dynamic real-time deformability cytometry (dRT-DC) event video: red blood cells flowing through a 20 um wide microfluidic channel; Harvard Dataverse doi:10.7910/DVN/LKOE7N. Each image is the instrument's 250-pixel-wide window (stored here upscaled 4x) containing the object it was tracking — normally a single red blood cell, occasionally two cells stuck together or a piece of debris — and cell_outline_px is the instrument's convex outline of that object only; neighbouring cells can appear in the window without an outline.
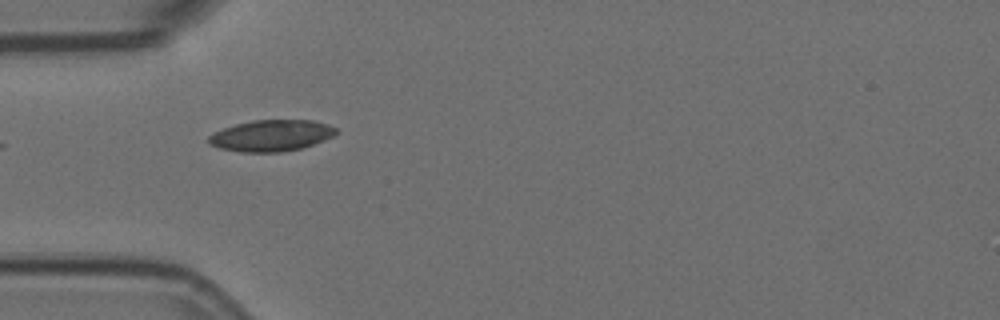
{"species": "Egyptian fruit bat (a non-hibernating species)", "species_latin": "Rousettus aegyptiacus", "temperature_condition": "room temperature", "stored_images_in_passage": 9, "camera_frame_rate_fps": 3000, "um_per_image_px": 0.085, "animal": {"sex": "female"}, "frame": {"image": 1, "passage_image": 1, "time_ms": 0.0, "image_size_px": [1000, 320], "cell_outline_px": [[340, 132], [324, 140], [300, 148], [280, 152], [240, 152], [220, 148], [208, 144], [208, 136], [224, 128], [236, 124], [252, 120], [312, 120], [328, 124], [336, 128]], "centroid_in_image_um": [23.06, 11.52], "position_along_channel_um": 61.9, "area_um2": 23.18}}
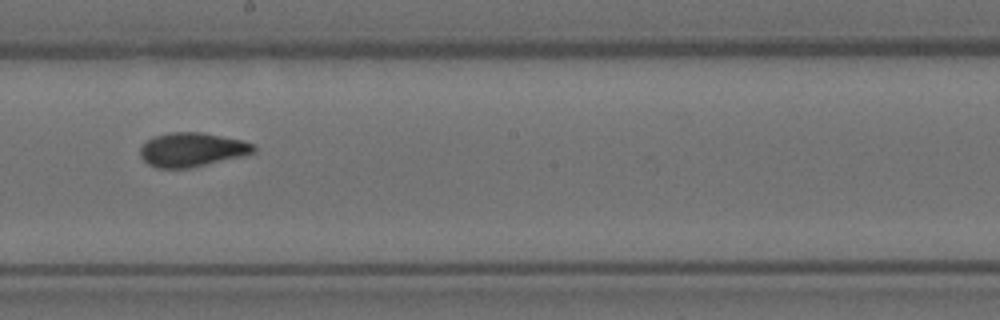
{"frame": {"image": 2, "passage_image": 5, "time_ms": 1.333, "image_size_px": [1000, 320], "cell_outline_px": [[256, 152], [244, 156], [188, 168], [156, 168], [148, 164], [140, 156], [140, 148], [148, 140], [156, 136], [168, 132], [200, 132], [240, 140], [252, 144], [256, 148]], "centroid_in_image_um": [16.31, 12.73], "position_along_channel_um": 231.9, "area_um2": 22.31}}
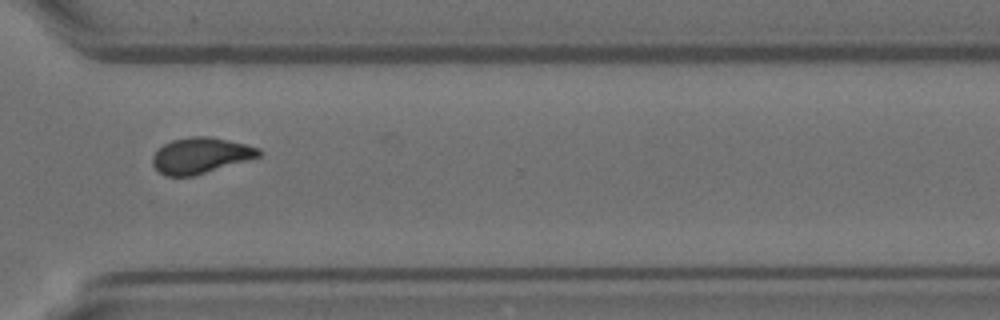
{"frame": {"image": 3, "passage_image": 8, "time_ms": 2.333, "image_size_px": [1000, 320], "cell_outline_px": [[264, 152], [260, 156], [192, 176], [164, 176], [152, 164], [152, 156], [164, 144], [172, 140], [192, 136], [208, 136], [228, 140], [260, 148]], "centroid_in_image_um": [17.04, 13.21], "position_along_channel_um": 353.6, "area_um2": 21.91}}